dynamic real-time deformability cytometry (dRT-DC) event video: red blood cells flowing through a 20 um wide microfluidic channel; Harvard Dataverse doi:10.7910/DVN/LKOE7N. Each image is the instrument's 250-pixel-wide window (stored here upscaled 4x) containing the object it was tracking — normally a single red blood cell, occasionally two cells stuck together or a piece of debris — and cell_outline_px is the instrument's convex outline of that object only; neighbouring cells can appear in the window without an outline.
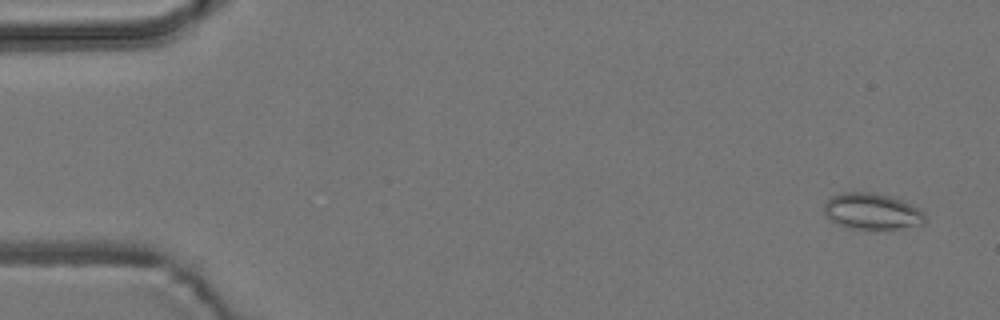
{"species": "common noctule bat (a hibernating species)", "species_latin": "Nyctalus noctula", "temperature_condition": "room temperature", "stored_images_in_passage": 4, "camera_frame_rate_fps": 3000, "um_per_image_px": 0.085, "animal": {"sex": "male", "body_mass_g": 19.2, "forearm_length_mm": 51.8}, "frame": {"image": 1, "passage_image": 1, "time_ms": 0.0, "image_size_px": [1000, 320], "cell_outline_px": [[924, 224], [896, 228], [856, 228], [840, 224], [832, 220], [824, 212], [824, 204], [832, 196], [840, 192], [872, 192], [888, 196], [900, 200], [924, 212]], "centroid_in_image_um": [74.09, 17.94], "position_along_channel_um": 10.9, "area_um2": 20.58}}
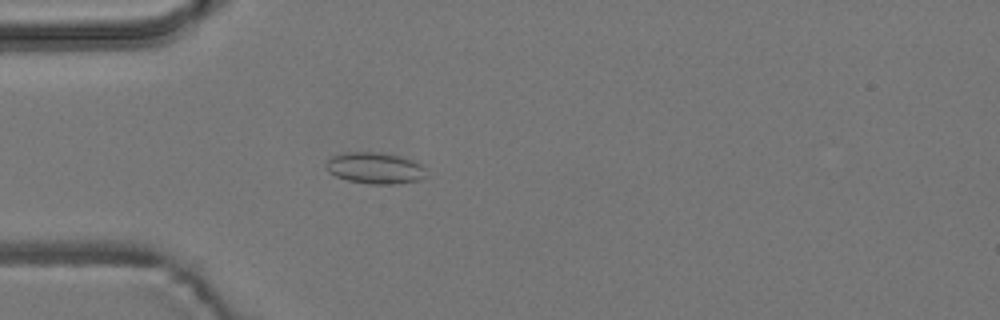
{"frame": {"image": 2, "passage_image": 4, "time_ms": 4.333, "image_size_px": [1000, 320], "cell_outline_px": [[428, 176], [420, 180], [396, 184], [372, 184], [348, 180], [336, 176], [328, 172], [324, 164], [332, 156], [344, 152], [380, 152], [400, 156], [412, 160], [420, 164], [424, 168]], "centroid_in_image_um": [31.88, 14.28], "position_along_channel_um": 53.1, "area_um2": 18.44}}